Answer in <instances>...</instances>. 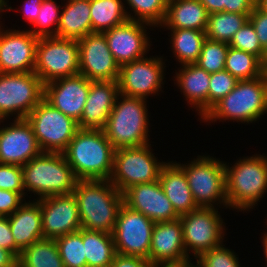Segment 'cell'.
Instances as JSON below:
<instances>
[{
    "mask_svg": "<svg viewBox=\"0 0 267 267\" xmlns=\"http://www.w3.org/2000/svg\"><path fill=\"white\" fill-rule=\"evenodd\" d=\"M154 154L150 143L115 150L109 181L122 194L131 186L157 181L167 162L158 161Z\"/></svg>",
    "mask_w": 267,
    "mask_h": 267,
    "instance_id": "cell-9",
    "label": "cell"
},
{
    "mask_svg": "<svg viewBox=\"0 0 267 267\" xmlns=\"http://www.w3.org/2000/svg\"><path fill=\"white\" fill-rule=\"evenodd\" d=\"M18 267H64L55 239L43 238L24 248Z\"/></svg>",
    "mask_w": 267,
    "mask_h": 267,
    "instance_id": "cell-32",
    "label": "cell"
},
{
    "mask_svg": "<svg viewBox=\"0 0 267 267\" xmlns=\"http://www.w3.org/2000/svg\"><path fill=\"white\" fill-rule=\"evenodd\" d=\"M44 238L56 239L82 228L79 209L73 193L39 199Z\"/></svg>",
    "mask_w": 267,
    "mask_h": 267,
    "instance_id": "cell-18",
    "label": "cell"
},
{
    "mask_svg": "<svg viewBox=\"0 0 267 267\" xmlns=\"http://www.w3.org/2000/svg\"><path fill=\"white\" fill-rule=\"evenodd\" d=\"M238 255L233 250L220 245L201 254L195 262L201 267H241Z\"/></svg>",
    "mask_w": 267,
    "mask_h": 267,
    "instance_id": "cell-41",
    "label": "cell"
},
{
    "mask_svg": "<svg viewBox=\"0 0 267 267\" xmlns=\"http://www.w3.org/2000/svg\"><path fill=\"white\" fill-rule=\"evenodd\" d=\"M167 30H170V47L180 65L196 63L206 39V32L194 29Z\"/></svg>",
    "mask_w": 267,
    "mask_h": 267,
    "instance_id": "cell-30",
    "label": "cell"
},
{
    "mask_svg": "<svg viewBox=\"0 0 267 267\" xmlns=\"http://www.w3.org/2000/svg\"><path fill=\"white\" fill-rule=\"evenodd\" d=\"M87 267H109L116 254L112 234L83 229Z\"/></svg>",
    "mask_w": 267,
    "mask_h": 267,
    "instance_id": "cell-31",
    "label": "cell"
},
{
    "mask_svg": "<svg viewBox=\"0 0 267 267\" xmlns=\"http://www.w3.org/2000/svg\"><path fill=\"white\" fill-rule=\"evenodd\" d=\"M114 152L104 130L79 129L62 154L78 180H109Z\"/></svg>",
    "mask_w": 267,
    "mask_h": 267,
    "instance_id": "cell-2",
    "label": "cell"
},
{
    "mask_svg": "<svg viewBox=\"0 0 267 267\" xmlns=\"http://www.w3.org/2000/svg\"><path fill=\"white\" fill-rule=\"evenodd\" d=\"M43 97L44 84L34 72L0 73V124L13 115L26 118Z\"/></svg>",
    "mask_w": 267,
    "mask_h": 267,
    "instance_id": "cell-8",
    "label": "cell"
},
{
    "mask_svg": "<svg viewBox=\"0 0 267 267\" xmlns=\"http://www.w3.org/2000/svg\"><path fill=\"white\" fill-rule=\"evenodd\" d=\"M225 70L238 80H252L264 74L261 60L257 56L230 46L225 61Z\"/></svg>",
    "mask_w": 267,
    "mask_h": 267,
    "instance_id": "cell-34",
    "label": "cell"
},
{
    "mask_svg": "<svg viewBox=\"0 0 267 267\" xmlns=\"http://www.w3.org/2000/svg\"><path fill=\"white\" fill-rule=\"evenodd\" d=\"M154 224V221L123 203L112 232L116 253L148 260Z\"/></svg>",
    "mask_w": 267,
    "mask_h": 267,
    "instance_id": "cell-13",
    "label": "cell"
},
{
    "mask_svg": "<svg viewBox=\"0 0 267 267\" xmlns=\"http://www.w3.org/2000/svg\"><path fill=\"white\" fill-rule=\"evenodd\" d=\"M163 56H146L120 66L119 93L129 97L146 99L162 91L165 62Z\"/></svg>",
    "mask_w": 267,
    "mask_h": 267,
    "instance_id": "cell-14",
    "label": "cell"
},
{
    "mask_svg": "<svg viewBox=\"0 0 267 267\" xmlns=\"http://www.w3.org/2000/svg\"><path fill=\"white\" fill-rule=\"evenodd\" d=\"M208 14L223 12V0H199Z\"/></svg>",
    "mask_w": 267,
    "mask_h": 267,
    "instance_id": "cell-50",
    "label": "cell"
},
{
    "mask_svg": "<svg viewBox=\"0 0 267 267\" xmlns=\"http://www.w3.org/2000/svg\"><path fill=\"white\" fill-rule=\"evenodd\" d=\"M159 182L175 212L180 216L198 208L195 203L184 170L170 161L161 169Z\"/></svg>",
    "mask_w": 267,
    "mask_h": 267,
    "instance_id": "cell-26",
    "label": "cell"
},
{
    "mask_svg": "<svg viewBox=\"0 0 267 267\" xmlns=\"http://www.w3.org/2000/svg\"><path fill=\"white\" fill-rule=\"evenodd\" d=\"M194 261L193 262H190V267H201L197 262H196V264L194 263Z\"/></svg>",
    "mask_w": 267,
    "mask_h": 267,
    "instance_id": "cell-56",
    "label": "cell"
},
{
    "mask_svg": "<svg viewBox=\"0 0 267 267\" xmlns=\"http://www.w3.org/2000/svg\"><path fill=\"white\" fill-rule=\"evenodd\" d=\"M261 66L265 74H267V47L264 49V53L261 59Z\"/></svg>",
    "mask_w": 267,
    "mask_h": 267,
    "instance_id": "cell-53",
    "label": "cell"
},
{
    "mask_svg": "<svg viewBox=\"0 0 267 267\" xmlns=\"http://www.w3.org/2000/svg\"><path fill=\"white\" fill-rule=\"evenodd\" d=\"M26 120L31 125L42 152L62 153L79 130L75 119L55 109L44 98Z\"/></svg>",
    "mask_w": 267,
    "mask_h": 267,
    "instance_id": "cell-10",
    "label": "cell"
},
{
    "mask_svg": "<svg viewBox=\"0 0 267 267\" xmlns=\"http://www.w3.org/2000/svg\"><path fill=\"white\" fill-rule=\"evenodd\" d=\"M238 79L228 71L210 73V85L208 92V111L237 85Z\"/></svg>",
    "mask_w": 267,
    "mask_h": 267,
    "instance_id": "cell-39",
    "label": "cell"
},
{
    "mask_svg": "<svg viewBox=\"0 0 267 267\" xmlns=\"http://www.w3.org/2000/svg\"><path fill=\"white\" fill-rule=\"evenodd\" d=\"M7 2H9V1L8 0H0V10H6V11H8V10H11L12 11V10H14L12 8V6H9V4Z\"/></svg>",
    "mask_w": 267,
    "mask_h": 267,
    "instance_id": "cell-55",
    "label": "cell"
},
{
    "mask_svg": "<svg viewBox=\"0 0 267 267\" xmlns=\"http://www.w3.org/2000/svg\"><path fill=\"white\" fill-rule=\"evenodd\" d=\"M123 197L126 206L154 222L171 221L180 217L165 195L159 180L131 186L123 193Z\"/></svg>",
    "mask_w": 267,
    "mask_h": 267,
    "instance_id": "cell-21",
    "label": "cell"
},
{
    "mask_svg": "<svg viewBox=\"0 0 267 267\" xmlns=\"http://www.w3.org/2000/svg\"><path fill=\"white\" fill-rule=\"evenodd\" d=\"M109 267H154L147 259L116 253Z\"/></svg>",
    "mask_w": 267,
    "mask_h": 267,
    "instance_id": "cell-46",
    "label": "cell"
},
{
    "mask_svg": "<svg viewBox=\"0 0 267 267\" xmlns=\"http://www.w3.org/2000/svg\"><path fill=\"white\" fill-rule=\"evenodd\" d=\"M25 199L17 192L0 189V216L12 215Z\"/></svg>",
    "mask_w": 267,
    "mask_h": 267,
    "instance_id": "cell-43",
    "label": "cell"
},
{
    "mask_svg": "<svg viewBox=\"0 0 267 267\" xmlns=\"http://www.w3.org/2000/svg\"><path fill=\"white\" fill-rule=\"evenodd\" d=\"M255 6L262 12L267 14V0H256Z\"/></svg>",
    "mask_w": 267,
    "mask_h": 267,
    "instance_id": "cell-52",
    "label": "cell"
},
{
    "mask_svg": "<svg viewBox=\"0 0 267 267\" xmlns=\"http://www.w3.org/2000/svg\"><path fill=\"white\" fill-rule=\"evenodd\" d=\"M91 82L81 74L59 78L44 85L43 98L55 109L78 122L84 110Z\"/></svg>",
    "mask_w": 267,
    "mask_h": 267,
    "instance_id": "cell-20",
    "label": "cell"
},
{
    "mask_svg": "<svg viewBox=\"0 0 267 267\" xmlns=\"http://www.w3.org/2000/svg\"><path fill=\"white\" fill-rule=\"evenodd\" d=\"M62 6L57 5L55 0H43L36 21L31 24L29 31L37 37L56 36L60 21ZM53 26V27H52Z\"/></svg>",
    "mask_w": 267,
    "mask_h": 267,
    "instance_id": "cell-37",
    "label": "cell"
},
{
    "mask_svg": "<svg viewBox=\"0 0 267 267\" xmlns=\"http://www.w3.org/2000/svg\"><path fill=\"white\" fill-rule=\"evenodd\" d=\"M249 20L239 13L216 12L209 14L206 38L229 44L232 37Z\"/></svg>",
    "mask_w": 267,
    "mask_h": 267,
    "instance_id": "cell-33",
    "label": "cell"
},
{
    "mask_svg": "<svg viewBox=\"0 0 267 267\" xmlns=\"http://www.w3.org/2000/svg\"><path fill=\"white\" fill-rule=\"evenodd\" d=\"M4 11H5V10H0V15H1V16H0V19H1V17H2V14H1V13H4ZM0 22H2V21H0ZM2 27H3V26H2V24L0 23V31H1Z\"/></svg>",
    "mask_w": 267,
    "mask_h": 267,
    "instance_id": "cell-57",
    "label": "cell"
},
{
    "mask_svg": "<svg viewBox=\"0 0 267 267\" xmlns=\"http://www.w3.org/2000/svg\"><path fill=\"white\" fill-rule=\"evenodd\" d=\"M218 210L217 207H198L180 215L183 242L188 257L192 253L194 259H197L204 252L224 244L227 229Z\"/></svg>",
    "mask_w": 267,
    "mask_h": 267,
    "instance_id": "cell-12",
    "label": "cell"
},
{
    "mask_svg": "<svg viewBox=\"0 0 267 267\" xmlns=\"http://www.w3.org/2000/svg\"><path fill=\"white\" fill-rule=\"evenodd\" d=\"M64 267H87L83 229L55 239Z\"/></svg>",
    "mask_w": 267,
    "mask_h": 267,
    "instance_id": "cell-36",
    "label": "cell"
},
{
    "mask_svg": "<svg viewBox=\"0 0 267 267\" xmlns=\"http://www.w3.org/2000/svg\"><path fill=\"white\" fill-rule=\"evenodd\" d=\"M119 94L118 81H92L79 129L104 130Z\"/></svg>",
    "mask_w": 267,
    "mask_h": 267,
    "instance_id": "cell-23",
    "label": "cell"
},
{
    "mask_svg": "<svg viewBox=\"0 0 267 267\" xmlns=\"http://www.w3.org/2000/svg\"><path fill=\"white\" fill-rule=\"evenodd\" d=\"M43 0H26L23 5V16L29 24H33L40 12V6Z\"/></svg>",
    "mask_w": 267,
    "mask_h": 267,
    "instance_id": "cell-48",
    "label": "cell"
},
{
    "mask_svg": "<svg viewBox=\"0 0 267 267\" xmlns=\"http://www.w3.org/2000/svg\"><path fill=\"white\" fill-rule=\"evenodd\" d=\"M77 41L79 74L89 81H118L120 66L109 50L104 33L93 32Z\"/></svg>",
    "mask_w": 267,
    "mask_h": 267,
    "instance_id": "cell-15",
    "label": "cell"
},
{
    "mask_svg": "<svg viewBox=\"0 0 267 267\" xmlns=\"http://www.w3.org/2000/svg\"><path fill=\"white\" fill-rule=\"evenodd\" d=\"M0 267H18V258L11 251L0 247Z\"/></svg>",
    "mask_w": 267,
    "mask_h": 267,
    "instance_id": "cell-49",
    "label": "cell"
},
{
    "mask_svg": "<svg viewBox=\"0 0 267 267\" xmlns=\"http://www.w3.org/2000/svg\"><path fill=\"white\" fill-rule=\"evenodd\" d=\"M154 267H190V262H185V263H168V264H154Z\"/></svg>",
    "mask_w": 267,
    "mask_h": 267,
    "instance_id": "cell-51",
    "label": "cell"
},
{
    "mask_svg": "<svg viewBox=\"0 0 267 267\" xmlns=\"http://www.w3.org/2000/svg\"><path fill=\"white\" fill-rule=\"evenodd\" d=\"M41 152L26 118L0 126V163L23 166Z\"/></svg>",
    "mask_w": 267,
    "mask_h": 267,
    "instance_id": "cell-19",
    "label": "cell"
},
{
    "mask_svg": "<svg viewBox=\"0 0 267 267\" xmlns=\"http://www.w3.org/2000/svg\"><path fill=\"white\" fill-rule=\"evenodd\" d=\"M263 235L264 236L261 237L262 238V241L261 242L263 243V245H262L264 247L263 248L264 249L263 250V253L265 255L264 257H265V261L267 263V232L263 233ZM266 267H267V264H266Z\"/></svg>",
    "mask_w": 267,
    "mask_h": 267,
    "instance_id": "cell-54",
    "label": "cell"
},
{
    "mask_svg": "<svg viewBox=\"0 0 267 267\" xmlns=\"http://www.w3.org/2000/svg\"><path fill=\"white\" fill-rule=\"evenodd\" d=\"M208 12L199 0H168L163 29H194L206 31Z\"/></svg>",
    "mask_w": 267,
    "mask_h": 267,
    "instance_id": "cell-27",
    "label": "cell"
},
{
    "mask_svg": "<svg viewBox=\"0 0 267 267\" xmlns=\"http://www.w3.org/2000/svg\"><path fill=\"white\" fill-rule=\"evenodd\" d=\"M229 45L224 42L214 41L206 38L202 50L195 64L208 73L225 70V61Z\"/></svg>",
    "mask_w": 267,
    "mask_h": 267,
    "instance_id": "cell-38",
    "label": "cell"
},
{
    "mask_svg": "<svg viewBox=\"0 0 267 267\" xmlns=\"http://www.w3.org/2000/svg\"><path fill=\"white\" fill-rule=\"evenodd\" d=\"M62 7L55 37L79 40L91 33L90 0L67 1Z\"/></svg>",
    "mask_w": 267,
    "mask_h": 267,
    "instance_id": "cell-28",
    "label": "cell"
},
{
    "mask_svg": "<svg viewBox=\"0 0 267 267\" xmlns=\"http://www.w3.org/2000/svg\"><path fill=\"white\" fill-rule=\"evenodd\" d=\"M249 21L254 26L260 45L265 49L267 47V14L255 6L249 15Z\"/></svg>",
    "mask_w": 267,
    "mask_h": 267,
    "instance_id": "cell-44",
    "label": "cell"
},
{
    "mask_svg": "<svg viewBox=\"0 0 267 267\" xmlns=\"http://www.w3.org/2000/svg\"><path fill=\"white\" fill-rule=\"evenodd\" d=\"M146 26L150 24L128 20L127 22L104 31L110 52L119 66L147 56L151 46Z\"/></svg>",
    "mask_w": 267,
    "mask_h": 267,
    "instance_id": "cell-17",
    "label": "cell"
},
{
    "mask_svg": "<svg viewBox=\"0 0 267 267\" xmlns=\"http://www.w3.org/2000/svg\"><path fill=\"white\" fill-rule=\"evenodd\" d=\"M72 193L82 229L112 234L123 194L109 180H79Z\"/></svg>",
    "mask_w": 267,
    "mask_h": 267,
    "instance_id": "cell-1",
    "label": "cell"
},
{
    "mask_svg": "<svg viewBox=\"0 0 267 267\" xmlns=\"http://www.w3.org/2000/svg\"><path fill=\"white\" fill-rule=\"evenodd\" d=\"M0 189L17 192L25 199L22 166L0 163Z\"/></svg>",
    "mask_w": 267,
    "mask_h": 267,
    "instance_id": "cell-42",
    "label": "cell"
},
{
    "mask_svg": "<svg viewBox=\"0 0 267 267\" xmlns=\"http://www.w3.org/2000/svg\"><path fill=\"white\" fill-rule=\"evenodd\" d=\"M256 0H223V11L230 13H239L249 16Z\"/></svg>",
    "mask_w": 267,
    "mask_h": 267,
    "instance_id": "cell-47",
    "label": "cell"
},
{
    "mask_svg": "<svg viewBox=\"0 0 267 267\" xmlns=\"http://www.w3.org/2000/svg\"><path fill=\"white\" fill-rule=\"evenodd\" d=\"M124 0H90L91 33L106 30L127 22L128 14Z\"/></svg>",
    "mask_w": 267,
    "mask_h": 267,
    "instance_id": "cell-29",
    "label": "cell"
},
{
    "mask_svg": "<svg viewBox=\"0 0 267 267\" xmlns=\"http://www.w3.org/2000/svg\"><path fill=\"white\" fill-rule=\"evenodd\" d=\"M241 157L230 167L224 163L228 208L250 211L267 192V156Z\"/></svg>",
    "mask_w": 267,
    "mask_h": 267,
    "instance_id": "cell-3",
    "label": "cell"
},
{
    "mask_svg": "<svg viewBox=\"0 0 267 267\" xmlns=\"http://www.w3.org/2000/svg\"><path fill=\"white\" fill-rule=\"evenodd\" d=\"M175 74L176 86L183 93L187 104L195 108L202 119L208 112V92L210 73L200 68L197 64L182 65Z\"/></svg>",
    "mask_w": 267,
    "mask_h": 267,
    "instance_id": "cell-24",
    "label": "cell"
},
{
    "mask_svg": "<svg viewBox=\"0 0 267 267\" xmlns=\"http://www.w3.org/2000/svg\"><path fill=\"white\" fill-rule=\"evenodd\" d=\"M148 116L146 99L122 94L117 96L104 129L107 139L115 150L150 143Z\"/></svg>",
    "mask_w": 267,
    "mask_h": 267,
    "instance_id": "cell-6",
    "label": "cell"
},
{
    "mask_svg": "<svg viewBox=\"0 0 267 267\" xmlns=\"http://www.w3.org/2000/svg\"><path fill=\"white\" fill-rule=\"evenodd\" d=\"M0 247L11 251L17 258L21 250L16 246L8 216H0Z\"/></svg>",
    "mask_w": 267,
    "mask_h": 267,
    "instance_id": "cell-45",
    "label": "cell"
},
{
    "mask_svg": "<svg viewBox=\"0 0 267 267\" xmlns=\"http://www.w3.org/2000/svg\"><path fill=\"white\" fill-rule=\"evenodd\" d=\"M267 113V74L252 79L239 80L236 87L217 102L200 119L213 123L233 121L254 123Z\"/></svg>",
    "mask_w": 267,
    "mask_h": 267,
    "instance_id": "cell-4",
    "label": "cell"
},
{
    "mask_svg": "<svg viewBox=\"0 0 267 267\" xmlns=\"http://www.w3.org/2000/svg\"><path fill=\"white\" fill-rule=\"evenodd\" d=\"M39 37L27 30L0 31V73L34 72Z\"/></svg>",
    "mask_w": 267,
    "mask_h": 267,
    "instance_id": "cell-16",
    "label": "cell"
},
{
    "mask_svg": "<svg viewBox=\"0 0 267 267\" xmlns=\"http://www.w3.org/2000/svg\"><path fill=\"white\" fill-rule=\"evenodd\" d=\"M183 242V228L180 218L155 222L148 260L153 264L191 262Z\"/></svg>",
    "mask_w": 267,
    "mask_h": 267,
    "instance_id": "cell-22",
    "label": "cell"
},
{
    "mask_svg": "<svg viewBox=\"0 0 267 267\" xmlns=\"http://www.w3.org/2000/svg\"><path fill=\"white\" fill-rule=\"evenodd\" d=\"M220 160L210 155H198L189 163H177L185 172L193 199L198 207L215 208V205L220 204L219 206L223 205L222 208H228L225 162Z\"/></svg>",
    "mask_w": 267,
    "mask_h": 267,
    "instance_id": "cell-7",
    "label": "cell"
},
{
    "mask_svg": "<svg viewBox=\"0 0 267 267\" xmlns=\"http://www.w3.org/2000/svg\"><path fill=\"white\" fill-rule=\"evenodd\" d=\"M25 195L41 199L71 194L79 181L62 153L41 152L22 166Z\"/></svg>",
    "mask_w": 267,
    "mask_h": 267,
    "instance_id": "cell-5",
    "label": "cell"
},
{
    "mask_svg": "<svg viewBox=\"0 0 267 267\" xmlns=\"http://www.w3.org/2000/svg\"><path fill=\"white\" fill-rule=\"evenodd\" d=\"M128 4L127 9L133 12L128 14V19L132 21H140L155 27H161L166 13L168 0H124Z\"/></svg>",
    "mask_w": 267,
    "mask_h": 267,
    "instance_id": "cell-35",
    "label": "cell"
},
{
    "mask_svg": "<svg viewBox=\"0 0 267 267\" xmlns=\"http://www.w3.org/2000/svg\"><path fill=\"white\" fill-rule=\"evenodd\" d=\"M8 219L15 244L21 251L44 238L39 199L25 201Z\"/></svg>",
    "mask_w": 267,
    "mask_h": 267,
    "instance_id": "cell-25",
    "label": "cell"
},
{
    "mask_svg": "<svg viewBox=\"0 0 267 267\" xmlns=\"http://www.w3.org/2000/svg\"><path fill=\"white\" fill-rule=\"evenodd\" d=\"M228 45L234 49L251 53L260 60L264 53V48L260 45L254 26L249 20L234 34Z\"/></svg>",
    "mask_w": 267,
    "mask_h": 267,
    "instance_id": "cell-40",
    "label": "cell"
},
{
    "mask_svg": "<svg viewBox=\"0 0 267 267\" xmlns=\"http://www.w3.org/2000/svg\"><path fill=\"white\" fill-rule=\"evenodd\" d=\"M34 73L44 85L79 74L78 41L55 36L39 37Z\"/></svg>",
    "mask_w": 267,
    "mask_h": 267,
    "instance_id": "cell-11",
    "label": "cell"
}]
</instances>
